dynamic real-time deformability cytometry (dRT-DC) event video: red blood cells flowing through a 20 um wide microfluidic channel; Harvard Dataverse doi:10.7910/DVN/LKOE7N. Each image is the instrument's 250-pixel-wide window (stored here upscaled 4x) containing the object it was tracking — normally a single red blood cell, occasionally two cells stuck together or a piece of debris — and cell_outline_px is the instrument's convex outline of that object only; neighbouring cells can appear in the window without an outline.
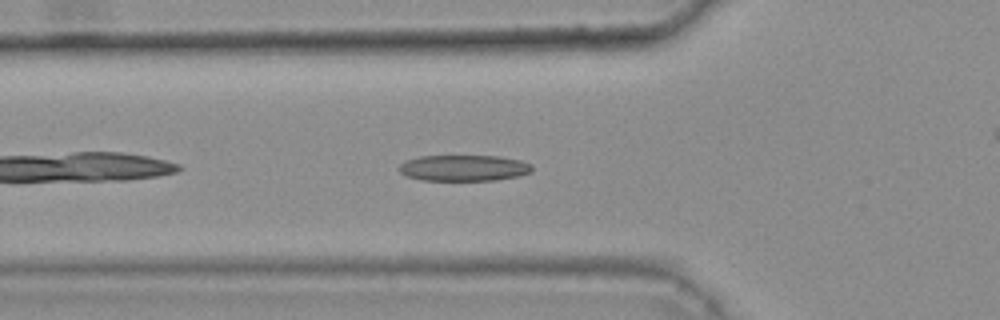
{"species": "common noctule bat (a hibernating species)", "species_latin": "Nyctalus noctula", "temperature_condition": "warm", "stored_images_in_passage": 30, "camera_frame_rate_fps": 3000, "um_per_image_px": 0.085, "animal": {"sex": "female", "body_mass_g": 25.1}, "frame": {"image": 1, "passage_image": 5, "time_ms": 1.333, "image_size_px": [1000, 320], "cell_outline_px": [[532, 172], [520, 176], [496, 180], [420, 180], [408, 176], [400, 172], [400, 164], [404, 160], [420, 156], [500, 156], [520, 160], [532, 164]], "centroid_in_image_um": [39.45, 14.27], "position_along_channel_um": 86.3, "area_um2": 20.29}}
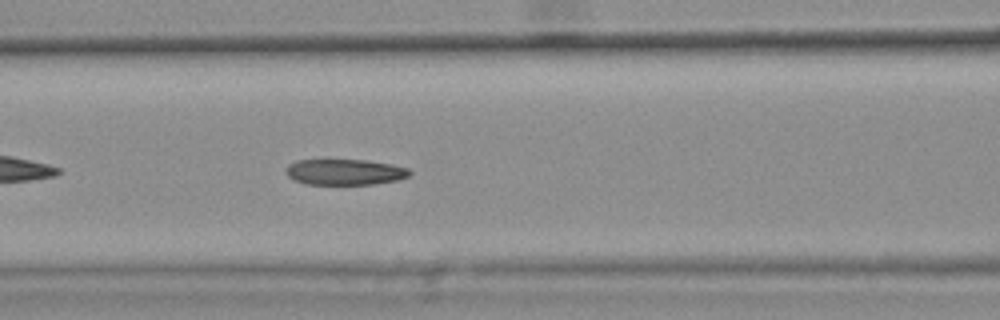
{"frame": {"image": 2, "passage_image": 9, "time_ms": 2.667, "image_size_px": [1000, 320], "cell_outline_px": [[412, 172], [408, 176], [396, 180], [372, 184], [304, 184], [288, 176], [288, 164], [296, 160], [368, 160], [392, 164], [408, 168]], "centroid_in_image_um": [29.34, 14.61], "position_along_channel_um": 137.3, "area_um2": 18.44}, "authors_computed_cell_mechanics": {"area_um2": 19.8254, "velocity_mm_per_s": 3.7844, "shape_relaxation_time_tau1_ms": null, "shape_relaxation_time_tau2_ms": 2.902, "deformation_change_tau1": null, "deformation_change_tau2": 0.1129}}